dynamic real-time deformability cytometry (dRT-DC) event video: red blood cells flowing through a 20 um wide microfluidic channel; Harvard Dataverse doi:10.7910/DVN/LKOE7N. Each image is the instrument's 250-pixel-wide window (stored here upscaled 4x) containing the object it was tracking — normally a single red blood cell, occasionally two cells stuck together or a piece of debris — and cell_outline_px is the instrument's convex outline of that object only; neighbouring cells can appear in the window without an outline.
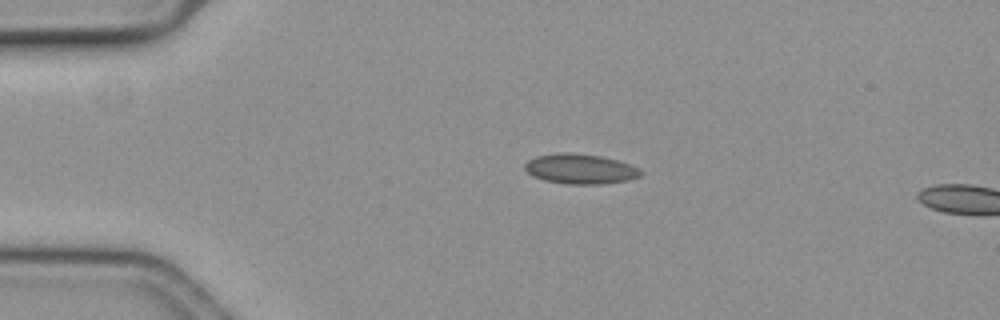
{"species": "common noctule bat (a hibernating species)", "species_latin": "Nyctalus noctula", "temperature_condition": "cold", "stored_images_in_passage": 4, "camera_frame_rate_fps": 3000, "um_per_image_px": 0.085, "animal": {"sex": "female", "body_mass_g": 19.3, "forearm_length_mm": 54.1}, "frame": {"image": 1, "passage_image": 1, "time_ms": 0.0, "image_size_px": [1000, 320], "cell_outline_px": [[644, 172], [640, 176], [628, 180], [604, 184], [564, 184], [544, 180], [532, 176], [524, 168], [524, 164], [528, 160], [536, 156], [564, 152], [600, 156], [616, 160], [628, 164]], "centroid_in_image_um": [49.29, 14.37], "position_along_channel_um": 35.7, "area_um2": 20.11}}